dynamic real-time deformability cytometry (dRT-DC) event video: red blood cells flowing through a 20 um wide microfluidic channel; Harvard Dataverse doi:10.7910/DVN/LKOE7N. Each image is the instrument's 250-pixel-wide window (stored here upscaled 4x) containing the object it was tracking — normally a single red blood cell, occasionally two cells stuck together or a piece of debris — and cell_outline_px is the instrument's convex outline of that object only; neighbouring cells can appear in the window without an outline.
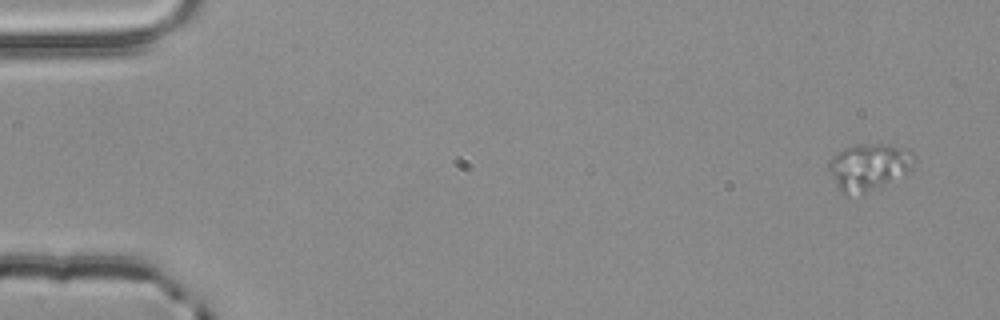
{"species": "common noctule bat (a hibernating species)", "species_latin": "Nyctalus noctula", "temperature_condition": "room temperature", "stored_images_in_passage": 3, "camera_frame_rate_fps": 3000, "um_per_image_px": 0.085, "animal": {"sex": "male", "body_mass_g": 20.4}, "frame": {"image": 1, "passage_image": 3, "time_ms": 0.667, "image_size_px": [1000, 320], "cell_outline_px": [[916, 160], [908, 172], [904, 176], [864, 192], [848, 196], [844, 196], [840, 192], [828, 168], [828, 164], [832, 156], [836, 152], [844, 148], [856, 144], [888, 144], [908, 148], [916, 156]], "centroid_in_image_um": [73.87, 14.16], "position_along_channel_um": 11.1, "area_um2": 23.52}}